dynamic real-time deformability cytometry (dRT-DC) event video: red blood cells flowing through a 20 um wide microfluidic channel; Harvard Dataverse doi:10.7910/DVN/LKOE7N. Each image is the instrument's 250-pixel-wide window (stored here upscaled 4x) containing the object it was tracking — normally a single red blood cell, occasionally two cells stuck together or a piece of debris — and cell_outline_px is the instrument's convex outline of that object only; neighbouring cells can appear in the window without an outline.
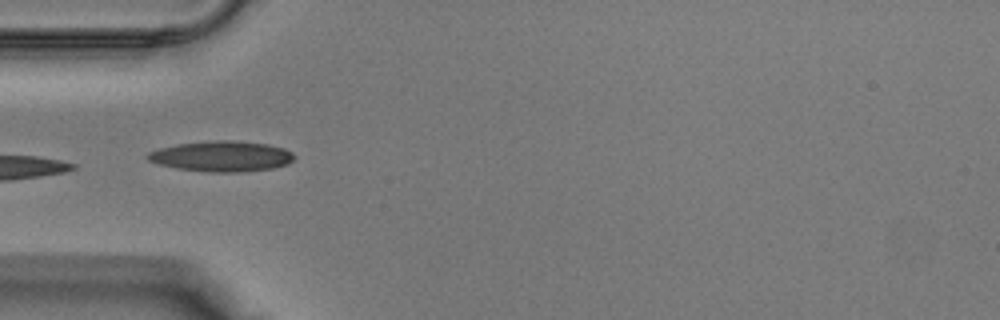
{"species": "Egyptian fruit bat (a non-hibernating species)", "species_latin": "Rousettus aegyptiacus", "temperature_condition": "warm", "stored_images_in_passage": 18, "camera_frame_rate_fps": 3000, "um_per_image_px": 0.085, "animal": {"sex": "male"}, "frame": {"image": 1, "passage_image": 1, "time_ms": 0.0, "image_size_px": [1000, 320], "cell_outline_px": [[296, 156], [288, 164], [272, 168], [236, 172], [212, 172], [176, 168], [160, 164], [148, 160], [144, 156], [148, 152], [160, 148], [176, 144], [208, 140], [232, 140], [268, 144], [284, 148], [292, 152]], "centroid_in_image_um": [18.83, 13.27], "position_along_channel_um": 66.2, "area_um2": 26.13}}
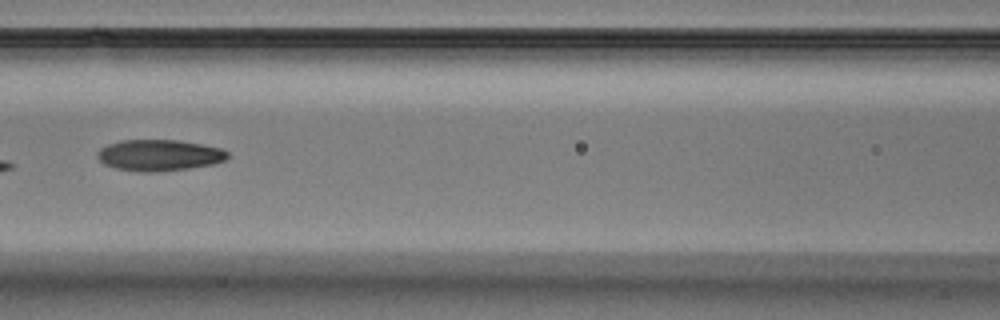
{"frame": {"image": 2, "passage_image": 6, "time_ms": 1.667, "image_size_px": [1000, 320], "cell_outline_px": [[228, 156], [224, 160], [212, 164], [188, 168], [152, 172], [140, 172], [116, 168], [104, 164], [96, 156], [96, 152], [100, 148], [108, 144], [120, 140], [176, 140], [224, 148], [228, 152]], "centroid_in_image_um": [13.5, 13.18], "position_along_channel_um": 153.1, "area_um2": 23.64}}